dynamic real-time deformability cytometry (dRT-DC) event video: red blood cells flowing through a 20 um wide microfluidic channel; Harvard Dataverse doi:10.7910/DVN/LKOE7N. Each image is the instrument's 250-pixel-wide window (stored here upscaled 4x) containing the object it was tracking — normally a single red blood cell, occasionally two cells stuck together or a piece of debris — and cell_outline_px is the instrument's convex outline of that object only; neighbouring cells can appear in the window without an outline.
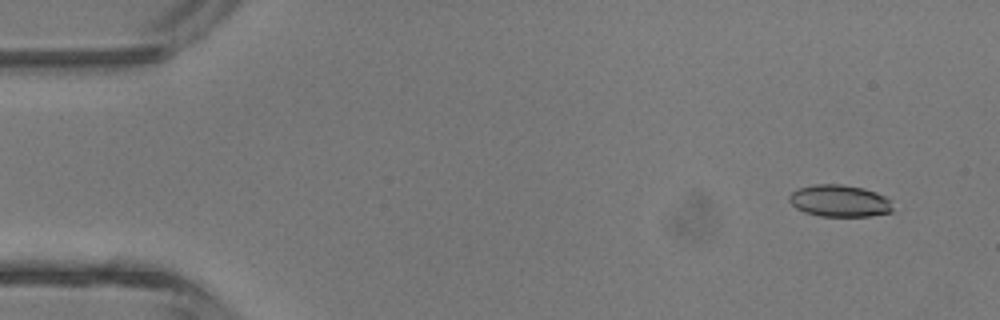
{"species": "common noctule bat (a hibernating species)", "species_latin": "Nyctalus noctula", "temperature_condition": "room temperature", "stored_images_in_passage": 6, "camera_frame_rate_fps": 3000, "um_per_image_px": 0.085, "animal": {"sex": "male", "body_mass_g": 13.3}, "frame": {"image": 1, "passage_image": 2, "time_ms": 1.0, "image_size_px": [1000, 320], "cell_outline_px": [[892, 212], [872, 216], [820, 216], [804, 212], [796, 208], [788, 200], [788, 196], [792, 192], [800, 188], [816, 184], [840, 184], [864, 188], [876, 192], [892, 200]], "centroid_in_image_um": [71.38, 17.08], "position_along_channel_um": 13.6, "area_um2": 19.36}}
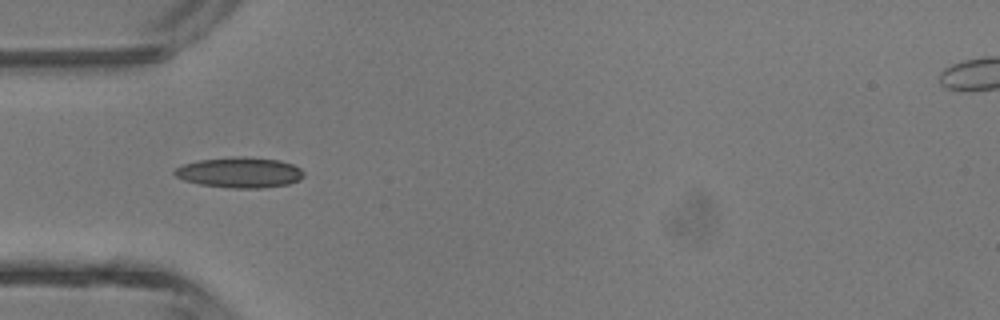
{"frame": {"image": 2, "passage_image": 5, "time_ms": 4.667, "image_size_px": [1000, 320], "cell_outline_px": [[304, 176], [300, 180], [288, 184], [264, 188], [232, 188], [200, 184], [184, 180], [176, 176], [172, 172], [176, 168], [184, 164], [200, 160], [232, 156], [244, 156], [280, 160], [292, 164], [300, 168], [304, 172]], "centroid_in_image_um": [20.4, 14.65], "position_along_channel_um": 64.6, "area_um2": 23.06}}
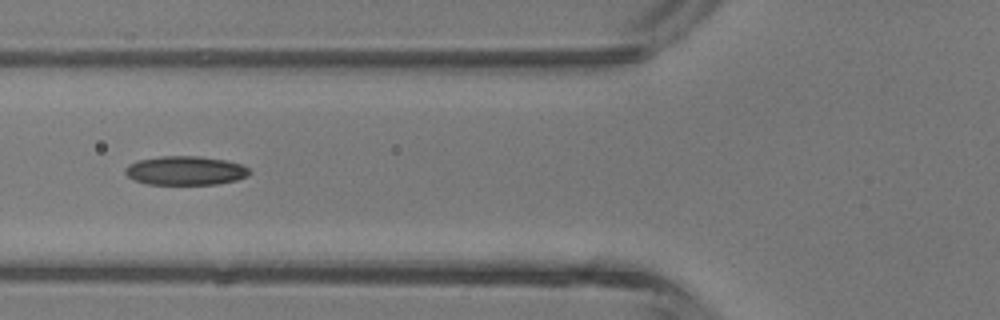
{"frame": {"image": 3, "passage_image": 6, "time_ms": 5.667, "image_size_px": [1000, 320], "cell_outline_px": [[252, 172], [248, 176], [236, 180], [216, 184], [148, 184], [132, 180], [124, 172], [124, 168], [128, 164], [136, 160], [160, 156], [200, 156], [224, 160], [240, 164], [248, 168]], "centroid_in_image_um": [15.72, 14.5], "position_along_channel_um": 110.1, "area_um2": 21.1}}